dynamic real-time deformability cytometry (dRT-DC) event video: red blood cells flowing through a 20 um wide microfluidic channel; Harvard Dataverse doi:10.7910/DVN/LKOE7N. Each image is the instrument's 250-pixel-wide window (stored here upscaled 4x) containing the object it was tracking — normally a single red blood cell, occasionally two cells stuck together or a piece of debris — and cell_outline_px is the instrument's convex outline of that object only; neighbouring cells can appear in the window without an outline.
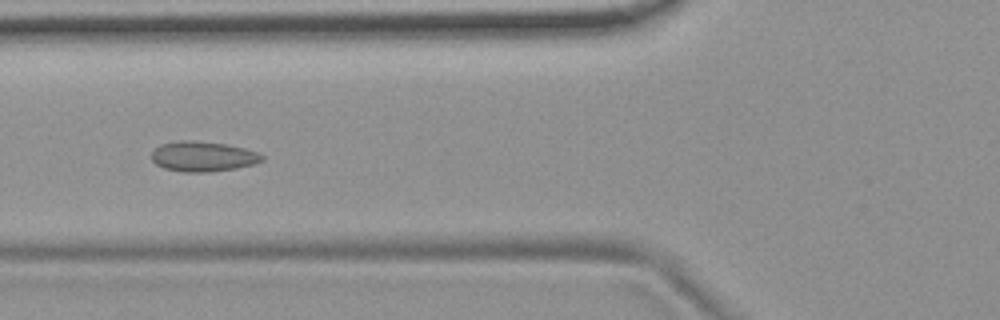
{"species": "common noctule bat (a hibernating species)", "species_latin": "Nyctalus noctula", "temperature_condition": "room temperature", "stored_images_in_passage": 10, "camera_frame_rate_fps": 3000, "um_per_image_px": 0.085, "animal": {"sex": "female", "body_mass_g": 19.9}, "frame": {"image": 1, "passage_image": 7, "time_ms": 2.0, "image_size_px": [1000, 320], "cell_outline_px": [[264, 160], [256, 164], [236, 168], [208, 172], [184, 172], [164, 168], [156, 164], [152, 160], [152, 152], [160, 144], [176, 140], [192, 140], [224, 144], [244, 148], [260, 152], [264, 156]], "centroid_in_image_um": [17.27, 13.29], "position_along_channel_um": 108.5, "area_um2": 19.54}}